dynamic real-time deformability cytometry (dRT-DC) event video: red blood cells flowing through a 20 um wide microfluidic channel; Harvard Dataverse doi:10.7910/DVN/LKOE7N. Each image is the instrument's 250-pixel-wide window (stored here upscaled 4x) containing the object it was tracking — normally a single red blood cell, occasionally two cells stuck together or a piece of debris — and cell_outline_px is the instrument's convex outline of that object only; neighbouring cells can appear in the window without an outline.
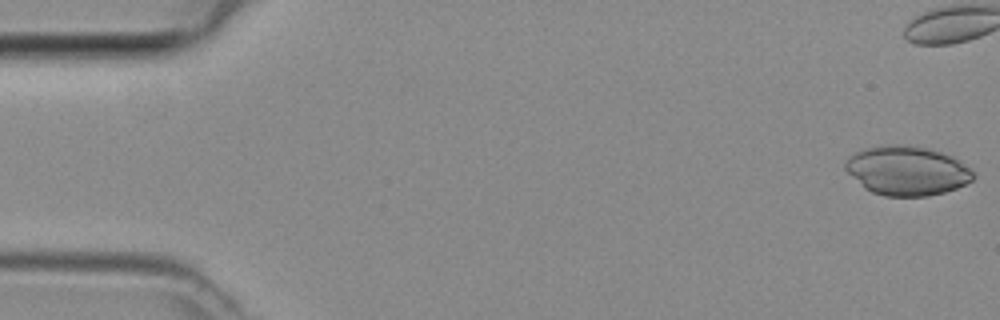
{"species": "common noctule bat (a hibernating species)", "species_latin": "Nyctalus noctula", "temperature_condition": "room temperature", "stored_images_in_passage": 7, "camera_frame_rate_fps": 3000, "um_per_image_px": 0.085, "animal": {"sex": "female", "body_mass_g": 29.2, "forearm_length_mm": 56.3}, "frame": {"image": 1, "passage_image": 1, "time_ms": 0.0, "image_size_px": [1000, 320], "cell_outline_px": [[976, 176], [972, 180], [956, 188], [944, 192], [928, 196], [884, 196], [872, 192], [864, 188], [844, 168], [844, 164], [856, 152], [868, 148], [924, 148], [940, 152], [952, 156], [968, 168]], "centroid_in_image_um": [77.11, 14.58], "position_along_channel_um": 7.9, "area_um2": 35.2}}